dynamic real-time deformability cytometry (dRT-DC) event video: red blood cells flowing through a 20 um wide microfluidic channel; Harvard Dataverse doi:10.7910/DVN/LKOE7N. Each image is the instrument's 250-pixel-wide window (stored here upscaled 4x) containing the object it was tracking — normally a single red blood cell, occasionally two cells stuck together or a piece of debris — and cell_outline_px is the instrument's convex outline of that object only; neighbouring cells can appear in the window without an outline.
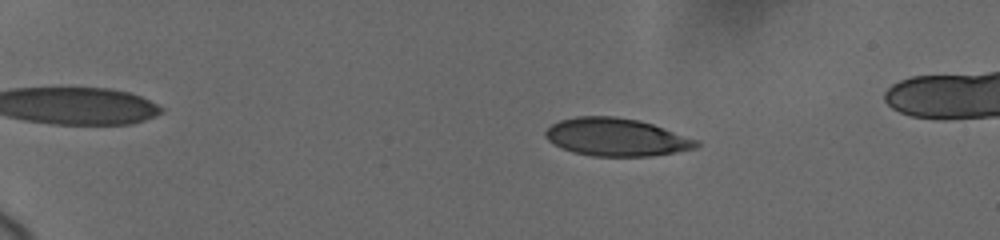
{"species": "human", "species_latin": "Homo sapiens", "temperature_condition": "cold", "stored_images_in_passage": 21, "camera_frame_rate_fps": 3000, "um_per_image_px": 0.085, "donor": {"sex": "female"}, "frame": {"image": 1, "passage_image": 5, "time_ms": 3.0, "image_size_px": [1000, 240], "cell_outline_px": [[700, 144], [696, 148], [676, 152], [652, 156], [592, 156], [572, 152], [548, 140], [544, 136], [544, 132], [552, 124], [560, 120], [576, 116], [616, 116], [640, 120], [700, 140]], "centroid_in_image_um": [52.41, 11.65], "position_along_channel_um": 32.6, "area_um2": 33.35}}
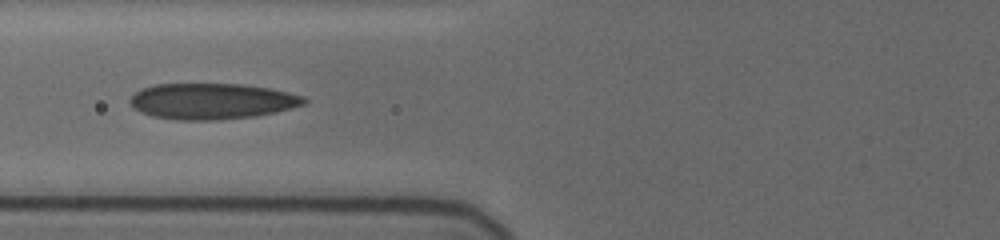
{"frame": {"image": 2, "passage_image": 14, "time_ms": 7.667, "image_size_px": [1000, 240], "cell_outline_px": [[308, 100], [304, 104], [292, 108], [276, 112], [256, 116], [220, 120], [180, 120], [152, 116], [140, 112], [128, 100], [136, 92], [144, 88], [156, 84], [244, 84], [272, 88], [304, 96]], "centroid_in_image_um": [18.06, 8.6], "position_along_channel_um": 107.7, "area_um2": 36.53}}
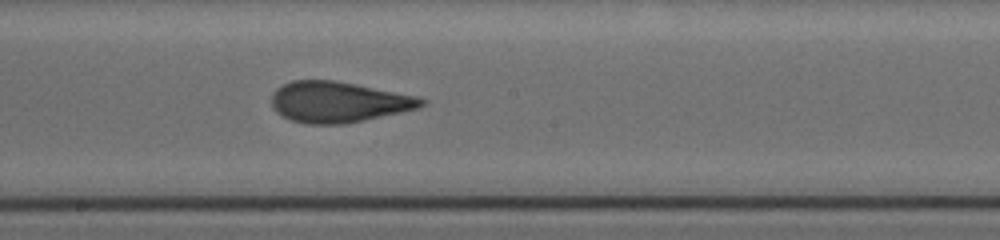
{"frame": {"image": 3, "passage_image": 21, "time_ms": 10.667, "image_size_px": [1000, 240], "cell_outline_px": [[428, 100], [420, 108], [364, 120], [344, 124], [304, 124], [292, 120], [276, 112], [272, 108], [272, 92], [276, 88], [292, 80], [336, 80], [416, 96]], "centroid_in_image_um": [28.75, 8.67], "position_along_channel_um": 219.4, "area_um2": 35.66}}